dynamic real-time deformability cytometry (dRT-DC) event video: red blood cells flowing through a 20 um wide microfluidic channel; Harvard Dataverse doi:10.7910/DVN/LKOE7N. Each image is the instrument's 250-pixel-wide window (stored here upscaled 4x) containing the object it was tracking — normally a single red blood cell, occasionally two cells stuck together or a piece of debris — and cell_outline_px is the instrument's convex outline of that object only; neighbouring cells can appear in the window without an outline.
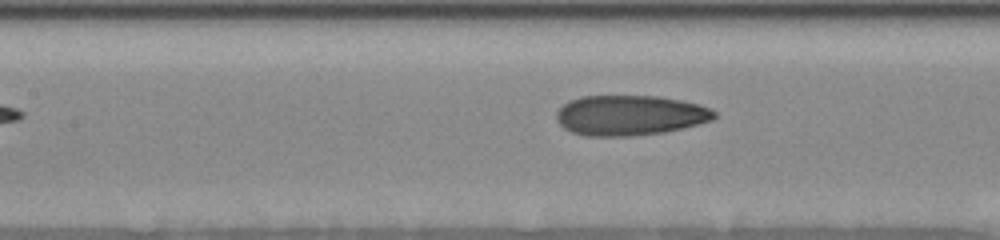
{"species": "human", "species_latin": "Homo sapiens", "temperature_condition": "room temperature", "stored_images_in_passage": 17, "camera_frame_rate_fps": 3000, "um_per_image_px": 0.085, "donor": {"sex": "female"}, "frame": {"image": 1, "passage_image": 17, "time_ms": 6.667, "image_size_px": [1000, 240], "cell_outline_px": [[716, 116], [712, 120], [684, 128], [664, 132], [632, 136], [584, 136], [572, 132], [564, 128], [556, 120], [556, 112], [568, 100], [580, 96], [660, 96], [700, 104], [716, 112]], "centroid_in_image_um": [53.53, 9.8], "position_along_channel_um": 153.9, "area_um2": 37.17}}